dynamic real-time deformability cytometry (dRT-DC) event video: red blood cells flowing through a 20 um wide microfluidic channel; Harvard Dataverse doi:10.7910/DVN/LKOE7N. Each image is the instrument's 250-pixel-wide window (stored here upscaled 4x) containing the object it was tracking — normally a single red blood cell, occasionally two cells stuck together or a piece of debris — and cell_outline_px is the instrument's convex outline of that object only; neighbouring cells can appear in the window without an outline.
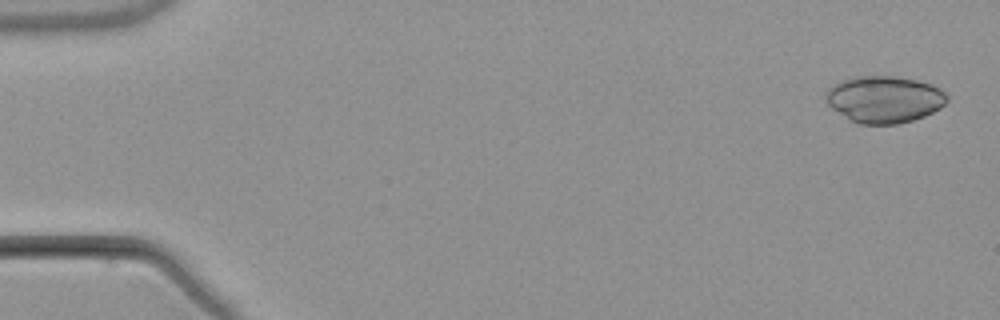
{"species": "common noctule bat (a hibernating species)", "species_latin": "Nyctalus noctula", "temperature_condition": "warm", "stored_images_in_passage": 6, "camera_frame_rate_fps": 3000, "um_per_image_px": 0.085, "animal": {"sex": "male", "body_mass_g": 21.5, "forearm_length_mm": 52.0}, "frame": {"image": 1, "passage_image": 1, "time_ms": 0.0, "image_size_px": [1000, 320], "cell_outline_px": [[948, 100], [940, 108], [924, 116], [900, 124], [860, 124], [848, 120], [832, 108], [824, 100], [824, 96], [828, 88], [832, 84], [852, 76], [892, 76], [916, 80], [932, 84], [944, 92], [948, 96]], "centroid_in_image_um": [75.12, 8.44], "position_along_channel_um": 9.9, "area_um2": 33.35}}